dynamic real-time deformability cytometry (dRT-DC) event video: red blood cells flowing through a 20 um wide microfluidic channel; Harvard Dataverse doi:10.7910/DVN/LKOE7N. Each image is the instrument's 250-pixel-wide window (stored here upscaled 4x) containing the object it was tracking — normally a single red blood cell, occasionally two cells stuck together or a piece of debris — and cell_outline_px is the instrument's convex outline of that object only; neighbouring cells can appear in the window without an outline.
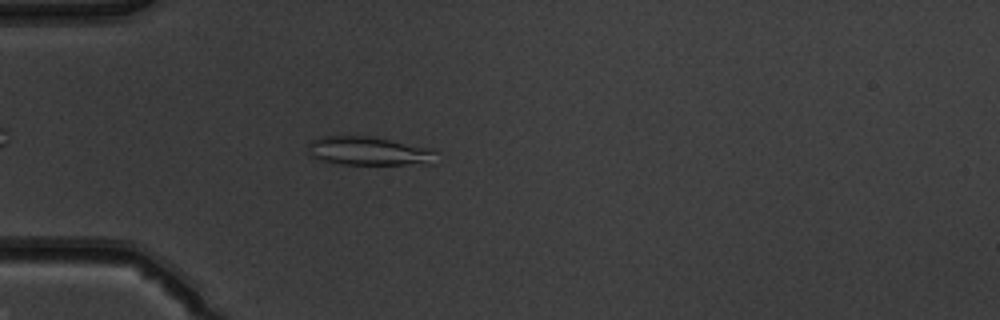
{"species": "common noctule bat (a hibernating species)", "species_latin": "Nyctalus noctula", "temperature_condition": "warm", "stored_images_in_passage": 34, "camera_frame_rate_fps": 3000, "um_per_image_px": 0.085, "animal": {"sex": "male", "body_mass_g": 19.5, "forearm_length_mm": 54.6}, "frame": {"image": 1, "passage_image": 4, "time_ms": 1.0, "image_size_px": [1000, 320], "cell_outline_px": [[436, 152], [432, 164], [340, 164], [308, 156], [308, 144], [312, 140], [324, 136], [376, 136], [432, 148]], "centroid_in_image_um": [31.36, 12.82], "position_along_channel_um": 53.6, "area_um2": 21.62}}
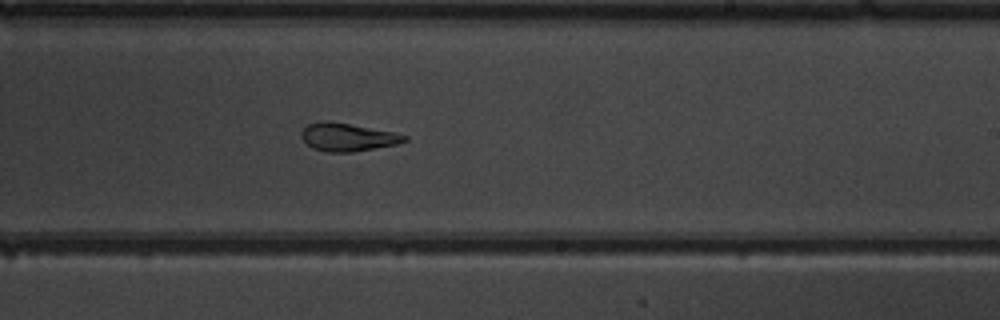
{"frame": {"image": 2, "passage_image": 20, "time_ms": 6.333, "image_size_px": [1000, 320], "cell_outline_px": [[408, 140], [396, 144], [352, 152], [328, 152], [312, 148], [300, 136], [300, 132], [308, 124], [320, 120], [328, 120], [396, 132], [408, 136]], "centroid_in_image_um": [29.54, 11.64], "position_along_channel_um": 259.5, "area_um2": 16.94}}
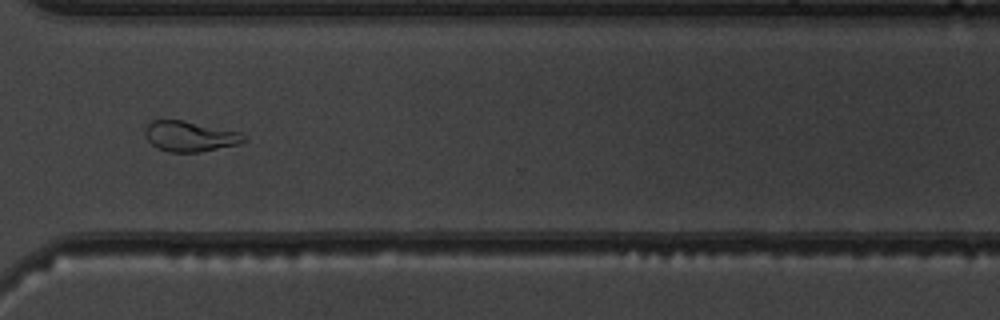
{"frame": {"image": 3, "passage_image": 27, "time_ms": 8.667, "image_size_px": [1000, 320], "cell_outline_px": [[248, 140], [236, 144], [200, 152], [168, 152], [156, 148], [148, 140], [144, 132], [144, 128], [152, 120], [184, 120], [240, 132], [248, 136]], "centroid_in_image_um": [16.14, 11.58], "position_along_channel_um": 354.5, "area_um2": 17.57}, "authors_computed_cell_mechanics": {"area_um2": 17.1955, "velocity_mm_per_s": 4.075, "shape_relaxation_time_tau1_ms": null, "shape_relaxation_time_tau2_ms": 1.9076, "deformation_change_tau1": null, "deformation_change_tau2": 0.0728}}